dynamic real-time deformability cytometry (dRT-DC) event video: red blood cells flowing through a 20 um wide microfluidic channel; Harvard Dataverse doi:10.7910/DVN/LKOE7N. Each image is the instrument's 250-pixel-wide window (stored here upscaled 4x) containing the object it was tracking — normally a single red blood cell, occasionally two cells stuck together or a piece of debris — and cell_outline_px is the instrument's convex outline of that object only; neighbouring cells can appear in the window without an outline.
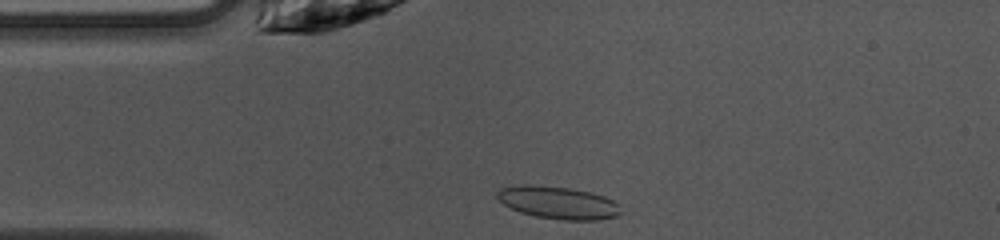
{"species": "common noctule bat (a hibernating species)", "species_latin": "Nyctalus noctula", "temperature_condition": "warm", "stored_images_in_passage": 29, "camera_frame_rate_fps": 3000, "um_per_image_px": 0.085, "animal": {"sex": "female", "body_mass_g": 10.0, "forearm_length_mm": 53.1}, "frame": {"image": 1, "passage_image": 1, "time_ms": 0.0, "image_size_px": [1000, 240], "cell_outline_px": [[620, 212], [616, 216], [596, 220], [564, 220], [536, 216], [520, 212], [504, 204], [496, 196], [496, 192], [500, 188], [524, 184], [532, 184], [568, 188], [592, 192], [604, 196], [620, 204]], "centroid_in_image_um": [47.44, 17.21], "position_along_channel_um": 37.6, "area_um2": 23.35}}
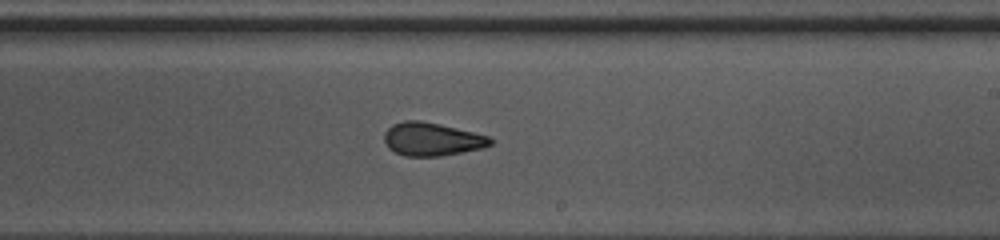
{"frame": {"image": 2, "passage_image": 18, "time_ms": 5.667, "image_size_px": [1000, 240], "cell_outline_px": [[492, 144], [484, 148], [440, 156], [404, 156], [388, 148], [384, 140], [384, 132], [392, 124], [404, 120], [420, 120], [440, 124], [488, 136], [492, 140]], "centroid_in_image_um": [36.68, 11.83], "position_along_channel_um": 252.3, "area_um2": 20.52}}
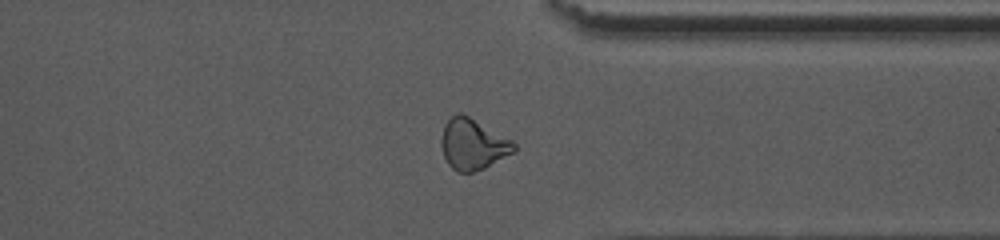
{"frame": {"image": 3, "passage_image": 27, "time_ms": 8.667, "image_size_px": [1000, 240], "cell_outline_px": [[516, 152], [484, 168], [472, 172], [456, 172], [448, 164], [444, 156], [440, 144], [440, 140], [444, 124], [456, 112], [460, 112], [468, 116], [512, 140], [516, 144]], "centroid_in_image_um": [40.19, 12.27], "position_along_channel_um": 371.2, "area_um2": 21.62}}